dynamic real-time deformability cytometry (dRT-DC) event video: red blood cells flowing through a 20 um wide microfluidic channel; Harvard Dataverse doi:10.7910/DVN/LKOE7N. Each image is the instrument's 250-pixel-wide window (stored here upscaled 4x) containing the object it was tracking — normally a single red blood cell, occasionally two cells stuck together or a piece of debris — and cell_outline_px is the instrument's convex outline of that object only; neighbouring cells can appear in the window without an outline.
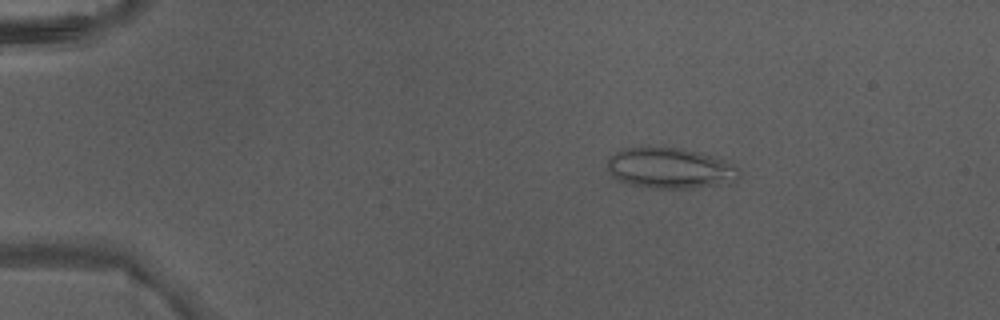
{"species": "Egyptian fruit bat (a non-hibernating species)", "species_latin": "Rousettus aegyptiacus", "temperature_condition": "warm", "stored_images_in_passage": 4, "camera_frame_rate_fps": 3000, "um_per_image_px": 0.085, "animal": {"sex": "male"}, "frame": {"image": 1, "passage_image": 2, "time_ms": 0.333, "image_size_px": [1000, 320], "cell_outline_px": [[740, 176], [732, 184], [692, 188], [644, 188], [628, 184], [612, 176], [608, 168], [608, 160], [616, 152], [624, 148], [648, 144], [684, 148], [712, 156], [732, 164], [740, 172]], "centroid_in_image_um": [56.95, 14.27], "position_along_channel_um": 28.1, "area_um2": 32.08}}